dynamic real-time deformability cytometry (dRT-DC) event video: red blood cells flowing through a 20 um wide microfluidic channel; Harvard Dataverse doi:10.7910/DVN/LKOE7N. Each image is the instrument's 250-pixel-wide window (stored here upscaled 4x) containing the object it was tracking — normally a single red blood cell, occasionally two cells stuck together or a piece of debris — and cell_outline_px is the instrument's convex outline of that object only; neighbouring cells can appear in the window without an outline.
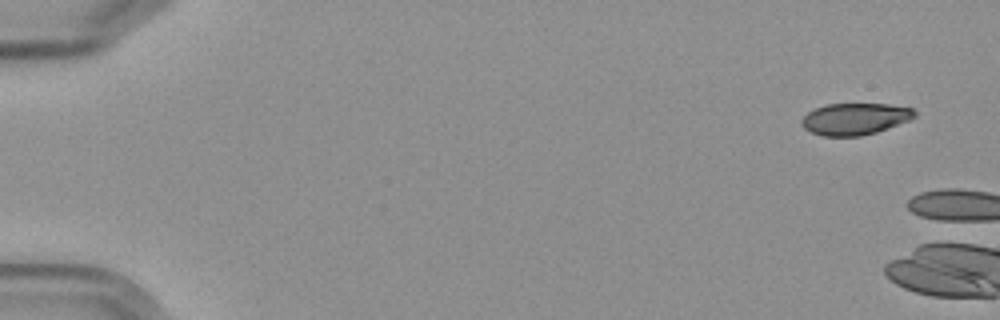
{"species": "Egyptian fruit bat (a non-hibernating species)", "species_latin": "Rousettus aegyptiacus", "temperature_condition": "cold", "stored_images_in_passage": 4, "segment_of_instrument_passage": [2, 2], "camera_frame_rate_fps": 3000, "um_per_image_px": 0.085, "frame": {"image": 1, "passage_image": 4, "time_ms": 4.333, "image_size_px": [1000, 320], "cell_outline_px": [[916, 116], [908, 120], [888, 128], [876, 132], [860, 136], [820, 136], [804, 128], [800, 120], [808, 112], [816, 108], [828, 104], [888, 104], [912, 108], [916, 112]], "centroid_in_image_um": [72.66, 10.11], "position_along_channel_um": 12.3, "area_um2": 20.75}}